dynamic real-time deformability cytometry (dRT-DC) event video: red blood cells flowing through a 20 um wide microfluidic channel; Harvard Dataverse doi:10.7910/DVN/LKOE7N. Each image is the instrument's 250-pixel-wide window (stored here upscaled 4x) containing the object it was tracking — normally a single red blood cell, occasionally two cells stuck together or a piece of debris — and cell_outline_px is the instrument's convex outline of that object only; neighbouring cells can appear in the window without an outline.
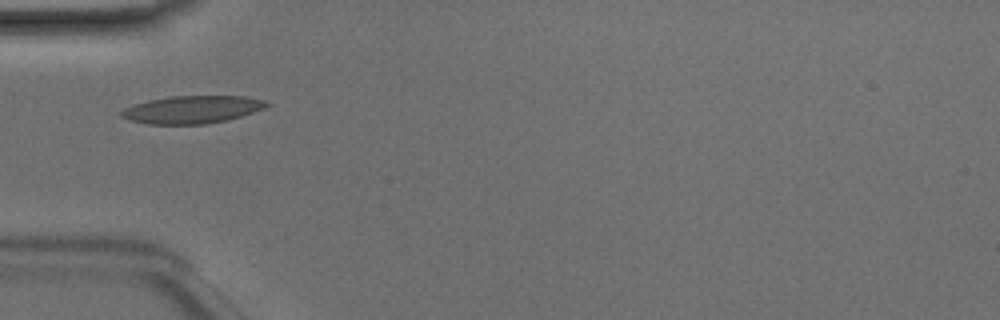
{"species": "Egyptian fruit bat (a non-hibernating species)", "species_latin": "Rousettus aegyptiacus", "temperature_condition": "room temperature", "stored_images_in_passage": 34, "camera_frame_rate_fps": 3000, "um_per_image_px": 0.085, "animal": {"sex": "male"}, "frame": {"image": 1, "passage_image": 1, "time_ms": 0.0, "image_size_px": [1000, 320], "cell_outline_px": [[272, 104], [264, 108], [228, 120], [204, 124], [148, 124], [128, 120], [120, 116], [120, 112], [124, 108], [132, 104], [148, 100], [172, 96], [244, 96], [268, 100]], "centroid_in_image_um": [16.33, 9.3], "position_along_channel_um": 68.7, "area_um2": 23.58}}
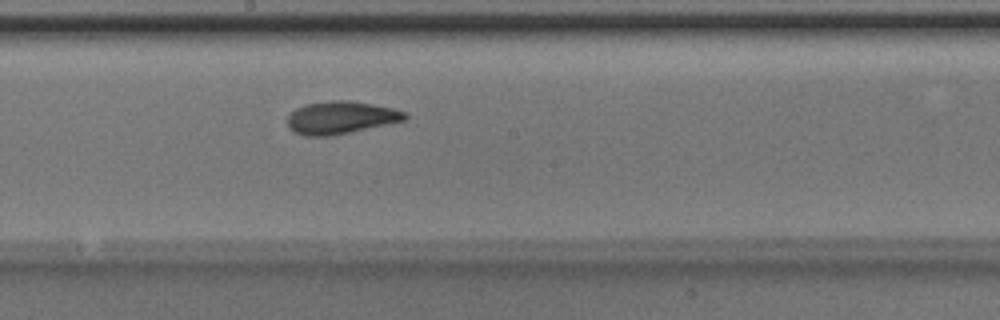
{"frame": {"image": 2, "passage_image": 12, "time_ms": 3.667, "image_size_px": [1000, 320], "cell_outline_px": [[408, 116], [404, 120], [332, 136], [304, 136], [292, 132], [288, 128], [288, 116], [296, 108], [304, 104], [328, 100], [352, 100], [392, 108], [404, 112]], "centroid_in_image_um": [28.9, 9.99], "position_along_channel_um": 219.3, "area_um2": 22.37}}
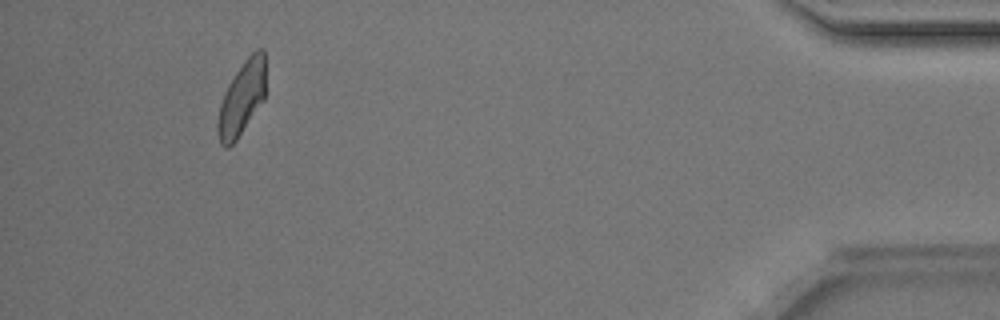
{"frame": {"image": 3, "passage_image": 31, "time_ms": 10.0, "image_size_px": [1000, 320], "cell_outline_px": [[264, 100], [236, 140], [228, 148], [224, 148], [220, 144], [216, 128], [216, 124], [220, 104], [224, 92], [228, 84], [244, 60], [256, 48], [264, 48]], "centroid_in_image_um": [20.52, 8.37], "position_along_channel_um": 414.7, "area_um2": 20.58}, "authors_computed_cell_mechanics": {"area_um2": 21.1548, "velocity_mm_per_s": 4.1052, "shape_relaxation_time_tau1_ms": 2.6615, "shape_relaxation_time_tau2_ms": 1.987, "deformation_change_tau1": 0.1113, "deformation_change_tau2": 0.0753}}